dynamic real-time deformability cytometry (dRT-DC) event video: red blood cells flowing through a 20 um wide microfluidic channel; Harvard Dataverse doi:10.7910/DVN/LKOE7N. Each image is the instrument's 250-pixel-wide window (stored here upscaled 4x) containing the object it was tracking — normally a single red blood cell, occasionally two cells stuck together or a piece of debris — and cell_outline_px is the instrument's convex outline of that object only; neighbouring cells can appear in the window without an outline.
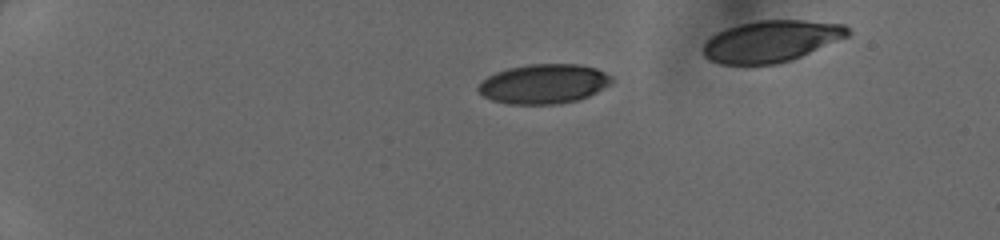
{"species": "human", "species_latin": "Homo sapiens", "temperature_condition": "cold", "stored_images_in_passage": 38, "camera_frame_rate_fps": 3000, "um_per_image_px": 0.085, "donor": {"sex": "female"}, "frame": {"image": 1, "passage_image": 3, "time_ms": 0.667, "image_size_px": [1000, 240], "cell_outline_px": [[612, 80], [608, 84], [596, 92], [580, 100], [560, 104], [508, 104], [492, 100], [484, 96], [476, 88], [488, 76], [496, 72], [508, 68], [528, 64], [580, 64], [596, 68], [612, 76]], "centroid_in_image_um": [46.22, 7.13], "position_along_channel_um": 38.8, "area_um2": 30.69}}
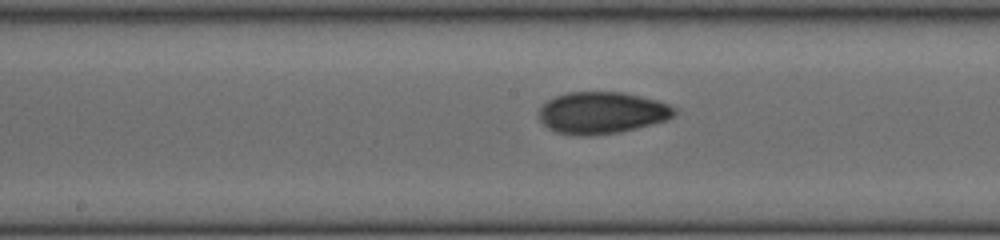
{"frame": {"image": 2, "passage_image": 19, "time_ms": 6.0, "image_size_px": [1000, 240], "cell_outline_px": [[676, 116], [668, 120], [620, 132], [588, 136], [576, 136], [556, 132], [548, 128], [540, 120], [540, 108], [548, 100], [556, 96], [568, 92], [624, 92], [656, 100], [668, 104], [676, 108]], "centroid_in_image_um": [51.19, 9.59], "position_along_channel_um": 197.0, "area_um2": 33.12}}
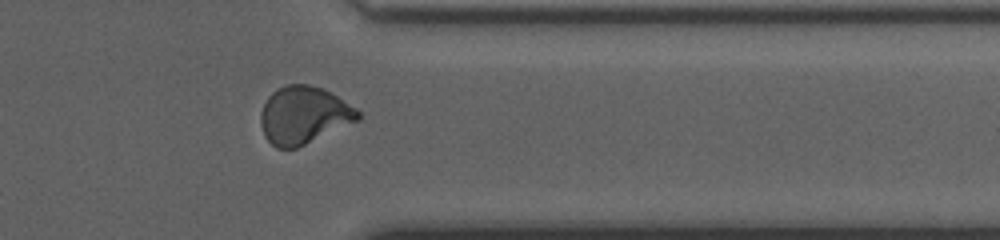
{"frame": {"image": 3, "passage_image": 32, "time_ms": 10.333, "image_size_px": [1000, 240], "cell_outline_px": [[360, 120], [296, 148], [276, 148], [264, 136], [260, 124], [260, 112], [268, 96], [276, 88], [284, 84], [308, 84], [324, 88], [356, 108], [360, 112]], "centroid_in_image_um": [25.8, 9.77], "position_along_channel_um": 385.6, "area_um2": 32.77}}